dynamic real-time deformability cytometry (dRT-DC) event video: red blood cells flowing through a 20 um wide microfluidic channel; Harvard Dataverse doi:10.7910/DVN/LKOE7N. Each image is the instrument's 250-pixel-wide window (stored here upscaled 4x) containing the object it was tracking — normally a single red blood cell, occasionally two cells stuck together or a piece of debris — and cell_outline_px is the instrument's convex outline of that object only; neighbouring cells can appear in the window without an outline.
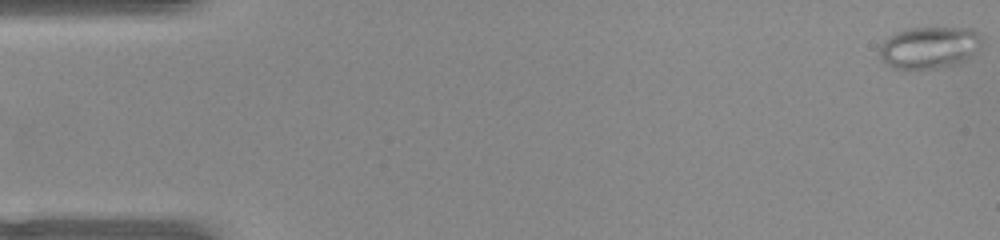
{"species": "common noctule bat (a hibernating species)", "species_latin": "Nyctalus noctula", "temperature_condition": "warm", "stored_images_in_passage": 12, "camera_frame_rate_fps": 3000, "um_per_image_px": 0.085, "animal": {"sex": "female", "body_mass_g": 22.0, "forearm_length_mm": 56.7}, "frame": {"image": 1, "passage_image": 1, "time_ms": 0.0, "image_size_px": [1000, 240], "cell_outline_px": [[984, 40], [968, 60], [960, 64], [936, 68], [892, 68], [884, 64], [880, 56], [880, 44], [888, 36], [904, 28], [972, 28], [980, 32], [984, 36]], "centroid_in_image_um": [79.03, 4.03], "position_along_channel_um": 6.0, "area_um2": 25.49}}